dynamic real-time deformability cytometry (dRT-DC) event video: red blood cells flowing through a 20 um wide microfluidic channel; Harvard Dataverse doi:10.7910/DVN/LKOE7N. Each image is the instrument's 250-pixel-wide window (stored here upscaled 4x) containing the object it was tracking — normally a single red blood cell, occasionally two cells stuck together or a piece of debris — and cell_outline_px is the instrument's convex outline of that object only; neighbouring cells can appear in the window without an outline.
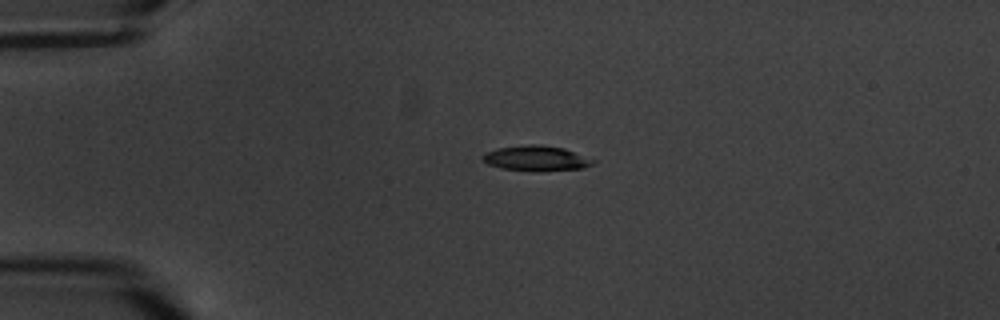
{"species": "common noctule bat (a hibernating species)", "species_latin": "Nyctalus noctula", "temperature_condition": "warm", "stored_images_in_passage": 5, "camera_frame_rate_fps": 3000, "um_per_image_px": 0.085, "animal": {"sex": "male", "body_mass_g": 20.1, "forearm_length_mm": 53.5}, "frame": {"image": 1, "passage_image": 4, "time_ms": 3.667, "image_size_px": [1000, 320], "cell_outline_px": [[596, 160], [592, 164], [584, 168], [540, 172], [532, 172], [500, 168], [488, 164], [480, 160], [480, 156], [484, 152], [496, 148], [528, 144], [536, 144], [564, 148]], "centroid_in_image_um": [45.52, 13.47], "position_along_channel_um": 39.5, "area_um2": 16.65}}